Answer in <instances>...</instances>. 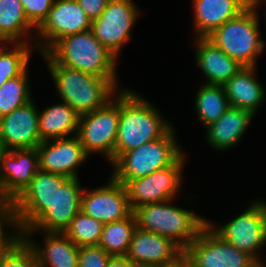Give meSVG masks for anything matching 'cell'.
Listing matches in <instances>:
<instances>
[{
  "label": "cell",
  "mask_w": 266,
  "mask_h": 267,
  "mask_svg": "<svg viewBox=\"0 0 266 267\" xmlns=\"http://www.w3.org/2000/svg\"><path fill=\"white\" fill-rule=\"evenodd\" d=\"M149 102L133 90H120V115L114 161L129 150L162 138L173 127Z\"/></svg>",
  "instance_id": "6da1fadb"
},
{
  "label": "cell",
  "mask_w": 266,
  "mask_h": 267,
  "mask_svg": "<svg viewBox=\"0 0 266 267\" xmlns=\"http://www.w3.org/2000/svg\"><path fill=\"white\" fill-rule=\"evenodd\" d=\"M42 55L60 98L80 116L103 108L118 93L117 78L87 74L57 64L47 53Z\"/></svg>",
  "instance_id": "7a4b0ae2"
},
{
  "label": "cell",
  "mask_w": 266,
  "mask_h": 267,
  "mask_svg": "<svg viewBox=\"0 0 266 267\" xmlns=\"http://www.w3.org/2000/svg\"><path fill=\"white\" fill-rule=\"evenodd\" d=\"M47 54L59 65L101 78H116L117 57L102 45L92 30L60 39Z\"/></svg>",
  "instance_id": "3957f363"
},
{
  "label": "cell",
  "mask_w": 266,
  "mask_h": 267,
  "mask_svg": "<svg viewBox=\"0 0 266 267\" xmlns=\"http://www.w3.org/2000/svg\"><path fill=\"white\" fill-rule=\"evenodd\" d=\"M263 0H254L237 17L225 22L207 38L243 67H256L265 43L259 34L257 9Z\"/></svg>",
  "instance_id": "277c9868"
},
{
  "label": "cell",
  "mask_w": 266,
  "mask_h": 267,
  "mask_svg": "<svg viewBox=\"0 0 266 267\" xmlns=\"http://www.w3.org/2000/svg\"><path fill=\"white\" fill-rule=\"evenodd\" d=\"M172 200L146 204L133 210L137 227L172 239L183 250L207 224L206 218L173 206Z\"/></svg>",
  "instance_id": "5b68a950"
},
{
  "label": "cell",
  "mask_w": 266,
  "mask_h": 267,
  "mask_svg": "<svg viewBox=\"0 0 266 267\" xmlns=\"http://www.w3.org/2000/svg\"><path fill=\"white\" fill-rule=\"evenodd\" d=\"M175 133L172 127L162 138L120 155L111 164L115 170L111 177L125 185L131 179L145 177L171 166L183 154Z\"/></svg>",
  "instance_id": "8992f818"
},
{
  "label": "cell",
  "mask_w": 266,
  "mask_h": 267,
  "mask_svg": "<svg viewBox=\"0 0 266 267\" xmlns=\"http://www.w3.org/2000/svg\"><path fill=\"white\" fill-rule=\"evenodd\" d=\"M119 115L120 91L103 108L80 116L77 136L88 155L103 154L110 164L114 162Z\"/></svg>",
  "instance_id": "52a82bcc"
},
{
  "label": "cell",
  "mask_w": 266,
  "mask_h": 267,
  "mask_svg": "<svg viewBox=\"0 0 266 267\" xmlns=\"http://www.w3.org/2000/svg\"><path fill=\"white\" fill-rule=\"evenodd\" d=\"M245 210L219 228L210 220H207V224L222 239L262 264L264 260H260L257 252L262 246H266V203L255 200Z\"/></svg>",
  "instance_id": "ba28073f"
},
{
  "label": "cell",
  "mask_w": 266,
  "mask_h": 267,
  "mask_svg": "<svg viewBox=\"0 0 266 267\" xmlns=\"http://www.w3.org/2000/svg\"><path fill=\"white\" fill-rule=\"evenodd\" d=\"M191 267H257L259 263L248 253L238 250L218 236L206 224L183 254Z\"/></svg>",
  "instance_id": "9c48e42d"
},
{
  "label": "cell",
  "mask_w": 266,
  "mask_h": 267,
  "mask_svg": "<svg viewBox=\"0 0 266 267\" xmlns=\"http://www.w3.org/2000/svg\"><path fill=\"white\" fill-rule=\"evenodd\" d=\"M83 188L78 178H68L55 174V196L50 208L22 235L31 237L32 233L62 232L69 227L71 221L81 211Z\"/></svg>",
  "instance_id": "30bf717a"
},
{
  "label": "cell",
  "mask_w": 266,
  "mask_h": 267,
  "mask_svg": "<svg viewBox=\"0 0 266 267\" xmlns=\"http://www.w3.org/2000/svg\"><path fill=\"white\" fill-rule=\"evenodd\" d=\"M184 166L185 156L182 154L171 166L129 180L124 186L132 210L146 204L173 200L182 183Z\"/></svg>",
  "instance_id": "8fae6325"
},
{
  "label": "cell",
  "mask_w": 266,
  "mask_h": 267,
  "mask_svg": "<svg viewBox=\"0 0 266 267\" xmlns=\"http://www.w3.org/2000/svg\"><path fill=\"white\" fill-rule=\"evenodd\" d=\"M90 29L91 21L76 0H54L48 17L34 31L37 39L41 37V41L35 40L34 48L45 54L60 39Z\"/></svg>",
  "instance_id": "7c38bea8"
},
{
  "label": "cell",
  "mask_w": 266,
  "mask_h": 267,
  "mask_svg": "<svg viewBox=\"0 0 266 267\" xmlns=\"http://www.w3.org/2000/svg\"><path fill=\"white\" fill-rule=\"evenodd\" d=\"M138 10L133 0H109L102 14L91 22L94 36L117 58L131 38L130 32L138 20Z\"/></svg>",
  "instance_id": "4fadbf2b"
},
{
  "label": "cell",
  "mask_w": 266,
  "mask_h": 267,
  "mask_svg": "<svg viewBox=\"0 0 266 267\" xmlns=\"http://www.w3.org/2000/svg\"><path fill=\"white\" fill-rule=\"evenodd\" d=\"M109 180L106 186L83 190L81 196V211L103 224L123 220L133 213L125 186L112 177Z\"/></svg>",
  "instance_id": "5bb4252c"
},
{
  "label": "cell",
  "mask_w": 266,
  "mask_h": 267,
  "mask_svg": "<svg viewBox=\"0 0 266 267\" xmlns=\"http://www.w3.org/2000/svg\"><path fill=\"white\" fill-rule=\"evenodd\" d=\"M36 149L39 170L68 178H78L77 169L89 156L77 135L43 141Z\"/></svg>",
  "instance_id": "9a60e30c"
},
{
  "label": "cell",
  "mask_w": 266,
  "mask_h": 267,
  "mask_svg": "<svg viewBox=\"0 0 266 267\" xmlns=\"http://www.w3.org/2000/svg\"><path fill=\"white\" fill-rule=\"evenodd\" d=\"M38 114L32 99L0 118V141L7 151L37 148L41 144Z\"/></svg>",
  "instance_id": "2e32d148"
},
{
  "label": "cell",
  "mask_w": 266,
  "mask_h": 267,
  "mask_svg": "<svg viewBox=\"0 0 266 267\" xmlns=\"http://www.w3.org/2000/svg\"><path fill=\"white\" fill-rule=\"evenodd\" d=\"M38 170L39 156L36 148L7 151L0 168V196L15 200Z\"/></svg>",
  "instance_id": "e0dca14e"
},
{
  "label": "cell",
  "mask_w": 266,
  "mask_h": 267,
  "mask_svg": "<svg viewBox=\"0 0 266 267\" xmlns=\"http://www.w3.org/2000/svg\"><path fill=\"white\" fill-rule=\"evenodd\" d=\"M55 173L38 170L30 184L15 199L22 233L29 229L53 204Z\"/></svg>",
  "instance_id": "ac0fdd59"
},
{
  "label": "cell",
  "mask_w": 266,
  "mask_h": 267,
  "mask_svg": "<svg viewBox=\"0 0 266 267\" xmlns=\"http://www.w3.org/2000/svg\"><path fill=\"white\" fill-rule=\"evenodd\" d=\"M184 250L168 237L136 228L126 257L134 264L162 267L177 261Z\"/></svg>",
  "instance_id": "d6986e66"
},
{
  "label": "cell",
  "mask_w": 266,
  "mask_h": 267,
  "mask_svg": "<svg viewBox=\"0 0 266 267\" xmlns=\"http://www.w3.org/2000/svg\"><path fill=\"white\" fill-rule=\"evenodd\" d=\"M195 61L207 78L205 84L225 85L243 66L228 56L207 37H196Z\"/></svg>",
  "instance_id": "ffe728a7"
},
{
  "label": "cell",
  "mask_w": 266,
  "mask_h": 267,
  "mask_svg": "<svg viewBox=\"0 0 266 267\" xmlns=\"http://www.w3.org/2000/svg\"><path fill=\"white\" fill-rule=\"evenodd\" d=\"M254 0H193L196 37H207L228 20L237 17Z\"/></svg>",
  "instance_id": "44dd1931"
},
{
  "label": "cell",
  "mask_w": 266,
  "mask_h": 267,
  "mask_svg": "<svg viewBox=\"0 0 266 267\" xmlns=\"http://www.w3.org/2000/svg\"><path fill=\"white\" fill-rule=\"evenodd\" d=\"M254 116L249 110L230 106L215 123L206 127V141L216 150L233 148L245 134Z\"/></svg>",
  "instance_id": "7402d4cb"
},
{
  "label": "cell",
  "mask_w": 266,
  "mask_h": 267,
  "mask_svg": "<svg viewBox=\"0 0 266 267\" xmlns=\"http://www.w3.org/2000/svg\"><path fill=\"white\" fill-rule=\"evenodd\" d=\"M43 247L31 237H23L33 248L39 267H78L79 246L62 232H44Z\"/></svg>",
  "instance_id": "603a6c76"
},
{
  "label": "cell",
  "mask_w": 266,
  "mask_h": 267,
  "mask_svg": "<svg viewBox=\"0 0 266 267\" xmlns=\"http://www.w3.org/2000/svg\"><path fill=\"white\" fill-rule=\"evenodd\" d=\"M256 67H243L224 85L230 106L254 115L265 99V90L255 78Z\"/></svg>",
  "instance_id": "cb8c5ba5"
},
{
  "label": "cell",
  "mask_w": 266,
  "mask_h": 267,
  "mask_svg": "<svg viewBox=\"0 0 266 267\" xmlns=\"http://www.w3.org/2000/svg\"><path fill=\"white\" fill-rule=\"evenodd\" d=\"M79 119L80 115L64 101L43 109L38 114L41 142L77 135Z\"/></svg>",
  "instance_id": "d4e9b609"
},
{
  "label": "cell",
  "mask_w": 266,
  "mask_h": 267,
  "mask_svg": "<svg viewBox=\"0 0 266 267\" xmlns=\"http://www.w3.org/2000/svg\"><path fill=\"white\" fill-rule=\"evenodd\" d=\"M32 28L20 0L0 1V43H28Z\"/></svg>",
  "instance_id": "484cf974"
},
{
  "label": "cell",
  "mask_w": 266,
  "mask_h": 267,
  "mask_svg": "<svg viewBox=\"0 0 266 267\" xmlns=\"http://www.w3.org/2000/svg\"><path fill=\"white\" fill-rule=\"evenodd\" d=\"M194 103L205 128L215 123L230 107L223 85L204 84L198 90Z\"/></svg>",
  "instance_id": "4316f807"
},
{
  "label": "cell",
  "mask_w": 266,
  "mask_h": 267,
  "mask_svg": "<svg viewBox=\"0 0 266 267\" xmlns=\"http://www.w3.org/2000/svg\"><path fill=\"white\" fill-rule=\"evenodd\" d=\"M136 228L134 213L123 220L106 223L99 246L111 256H126Z\"/></svg>",
  "instance_id": "83f0119b"
},
{
  "label": "cell",
  "mask_w": 266,
  "mask_h": 267,
  "mask_svg": "<svg viewBox=\"0 0 266 267\" xmlns=\"http://www.w3.org/2000/svg\"><path fill=\"white\" fill-rule=\"evenodd\" d=\"M7 44L12 43H0V87L4 82L18 77L28 68L33 47L28 43H13L12 50H9Z\"/></svg>",
  "instance_id": "f1b7e54d"
},
{
  "label": "cell",
  "mask_w": 266,
  "mask_h": 267,
  "mask_svg": "<svg viewBox=\"0 0 266 267\" xmlns=\"http://www.w3.org/2000/svg\"><path fill=\"white\" fill-rule=\"evenodd\" d=\"M28 69L16 78L7 80L0 87V118L26 104L31 98Z\"/></svg>",
  "instance_id": "f546056e"
},
{
  "label": "cell",
  "mask_w": 266,
  "mask_h": 267,
  "mask_svg": "<svg viewBox=\"0 0 266 267\" xmlns=\"http://www.w3.org/2000/svg\"><path fill=\"white\" fill-rule=\"evenodd\" d=\"M103 225L102 222L80 211L73 218L64 233L76 246L99 245Z\"/></svg>",
  "instance_id": "4dcf8cb0"
},
{
  "label": "cell",
  "mask_w": 266,
  "mask_h": 267,
  "mask_svg": "<svg viewBox=\"0 0 266 267\" xmlns=\"http://www.w3.org/2000/svg\"><path fill=\"white\" fill-rule=\"evenodd\" d=\"M11 227L15 231L12 235L5 233L4 227ZM15 234V235H14ZM23 238L18 222L15 200L0 196V257L7 253Z\"/></svg>",
  "instance_id": "1f68e13d"
},
{
  "label": "cell",
  "mask_w": 266,
  "mask_h": 267,
  "mask_svg": "<svg viewBox=\"0 0 266 267\" xmlns=\"http://www.w3.org/2000/svg\"><path fill=\"white\" fill-rule=\"evenodd\" d=\"M0 267H39L30 244L22 238L7 253L0 257Z\"/></svg>",
  "instance_id": "d6a6232c"
},
{
  "label": "cell",
  "mask_w": 266,
  "mask_h": 267,
  "mask_svg": "<svg viewBox=\"0 0 266 267\" xmlns=\"http://www.w3.org/2000/svg\"><path fill=\"white\" fill-rule=\"evenodd\" d=\"M26 18L35 27V30L48 17L54 0H20Z\"/></svg>",
  "instance_id": "836d02e7"
},
{
  "label": "cell",
  "mask_w": 266,
  "mask_h": 267,
  "mask_svg": "<svg viewBox=\"0 0 266 267\" xmlns=\"http://www.w3.org/2000/svg\"><path fill=\"white\" fill-rule=\"evenodd\" d=\"M111 255L99 245L79 247L78 267H106Z\"/></svg>",
  "instance_id": "e575fe53"
},
{
  "label": "cell",
  "mask_w": 266,
  "mask_h": 267,
  "mask_svg": "<svg viewBox=\"0 0 266 267\" xmlns=\"http://www.w3.org/2000/svg\"><path fill=\"white\" fill-rule=\"evenodd\" d=\"M92 22L105 10L109 0H76Z\"/></svg>",
  "instance_id": "d590c367"
},
{
  "label": "cell",
  "mask_w": 266,
  "mask_h": 267,
  "mask_svg": "<svg viewBox=\"0 0 266 267\" xmlns=\"http://www.w3.org/2000/svg\"><path fill=\"white\" fill-rule=\"evenodd\" d=\"M106 267H134L126 256H111Z\"/></svg>",
  "instance_id": "8d00e7d4"
},
{
  "label": "cell",
  "mask_w": 266,
  "mask_h": 267,
  "mask_svg": "<svg viewBox=\"0 0 266 267\" xmlns=\"http://www.w3.org/2000/svg\"><path fill=\"white\" fill-rule=\"evenodd\" d=\"M190 261L182 255L177 261L168 264V265H163L162 267H190Z\"/></svg>",
  "instance_id": "74e56055"
},
{
  "label": "cell",
  "mask_w": 266,
  "mask_h": 267,
  "mask_svg": "<svg viewBox=\"0 0 266 267\" xmlns=\"http://www.w3.org/2000/svg\"><path fill=\"white\" fill-rule=\"evenodd\" d=\"M7 152V149L5 148L4 144L0 141V168L2 163L3 155Z\"/></svg>",
  "instance_id": "f35d334b"
},
{
  "label": "cell",
  "mask_w": 266,
  "mask_h": 267,
  "mask_svg": "<svg viewBox=\"0 0 266 267\" xmlns=\"http://www.w3.org/2000/svg\"><path fill=\"white\" fill-rule=\"evenodd\" d=\"M134 267H159V266L147 265V264H134Z\"/></svg>",
  "instance_id": "ab89813d"
},
{
  "label": "cell",
  "mask_w": 266,
  "mask_h": 267,
  "mask_svg": "<svg viewBox=\"0 0 266 267\" xmlns=\"http://www.w3.org/2000/svg\"><path fill=\"white\" fill-rule=\"evenodd\" d=\"M266 264L262 263V264H259L257 267H265Z\"/></svg>",
  "instance_id": "60d3db41"
}]
</instances>
